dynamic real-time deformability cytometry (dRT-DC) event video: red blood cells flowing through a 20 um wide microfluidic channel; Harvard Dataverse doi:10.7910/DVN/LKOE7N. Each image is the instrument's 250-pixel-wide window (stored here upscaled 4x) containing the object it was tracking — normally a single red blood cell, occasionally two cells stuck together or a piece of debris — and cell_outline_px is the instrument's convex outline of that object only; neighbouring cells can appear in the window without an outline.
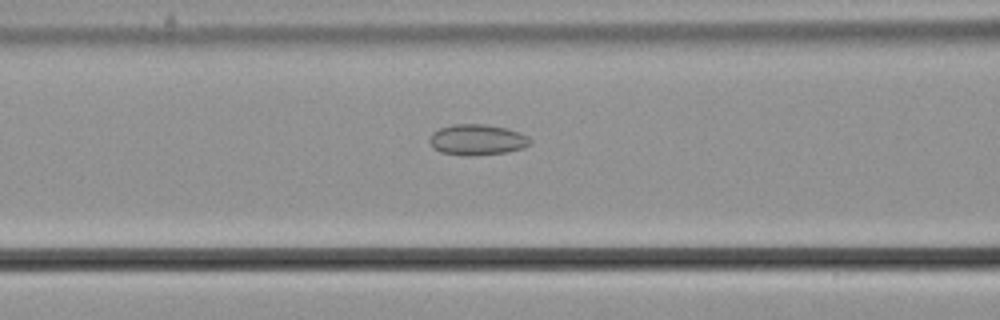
{"species": "common noctule bat (a hibernating species)", "species_latin": "Nyctalus noctula", "temperature_condition": "cold", "stored_images_in_passage": 37, "camera_frame_rate_fps": 3000, "um_per_image_px": 0.085, "animal": {"sex": "male", "body_mass_g": 21.5, "forearm_length_mm": 52.0}, "frame": {"image": 1, "passage_image": 5, "time_ms": 1.333, "image_size_px": [1000, 320], "cell_outline_px": [[532, 140], [528, 144], [520, 148], [508, 152], [472, 156], [468, 156], [440, 152], [432, 148], [428, 140], [428, 136], [432, 132], [440, 128], [452, 124], [484, 124], [508, 128], [520, 132], [528, 136]], "centroid_in_image_um": [40.51, 11.87], "position_along_channel_um": 126.1, "area_um2": 18.26}}
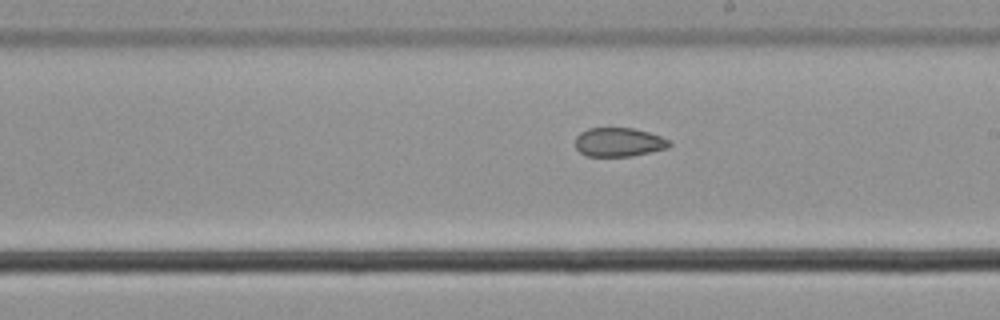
{"frame": {"image": 2, "passage_image": 14, "time_ms": 4.333, "image_size_px": [1000, 320], "cell_outline_px": [[672, 144], [668, 148], [632, 156], [588, 156], [580, 152], [576, 148], [576, 136], [580, 132], [588, 128], [632, 128], [648, 132], [672, 140]], "centroid_in_image_um": [52.62, 12.08], "position_along_channel_um": 236.4, "area_um2": 15.9}}
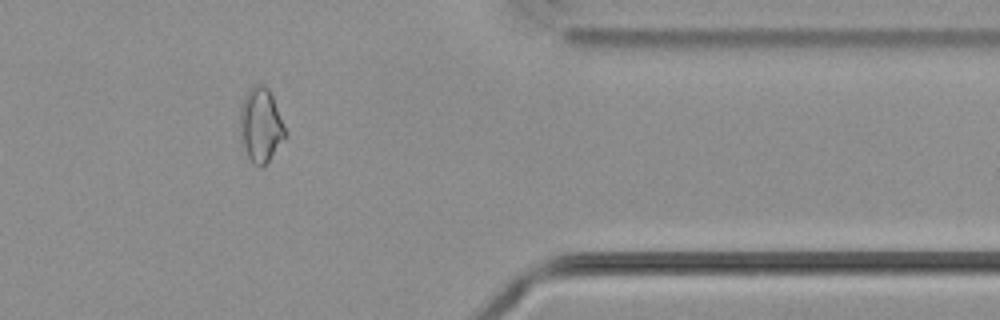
{"frame": {"image": 3, "passage_image": 28, "time_ms": 9.0, "image_size_px": [1000, 320], "cell_outline_px": [[284, 136], [268, 160], [260, 168], [252, 164], [240, 144], [240, 104], [244, 96], [256, 84], [264, 84], [268, 88], [272, 96], [284, 128]], "centroid_in_image_um": [22.08, 10.64], "position_along_channel_um": 389.3, "area_um2": 19.13}}